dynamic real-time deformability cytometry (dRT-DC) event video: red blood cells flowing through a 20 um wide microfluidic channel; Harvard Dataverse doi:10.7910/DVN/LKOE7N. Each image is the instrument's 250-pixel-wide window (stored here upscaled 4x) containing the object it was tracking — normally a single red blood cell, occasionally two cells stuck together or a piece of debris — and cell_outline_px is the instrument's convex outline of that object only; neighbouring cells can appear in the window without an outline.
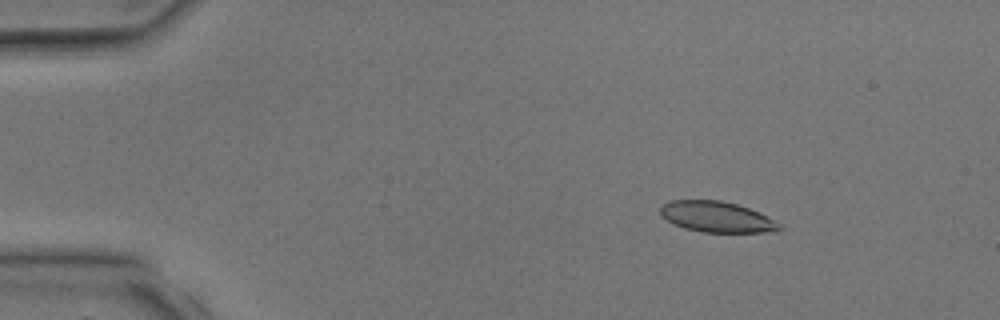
{"species": "common noctule bat (a hibernating species)", "species_latin": "Nyctalus noctula", "temperature_condition": "room temperature", "stored_images_in_passage": 4, "camera_frame_rate_fps": 3000, "um_per_image_px": 0.085, "animal": {"sex": "male", "body_mass_g": 17.9, "forearm_length_mm": 54.2}, "frame": {"image": 1, "passage_image": 2, "time_ms": 1.333, "image_size_px": [1000, 320], "cell_outline_px": [[784, 228], [764, 232], [704, 232], [684, 228], [660, 216], [660, 204], [668, 200], [720, 200], [736, 204], [748, 208], [780, 224]], "centroid_in_image_um": [60.84, 18.42], "position_along_channel_um": 24.2, "area_um2": 21.04}}
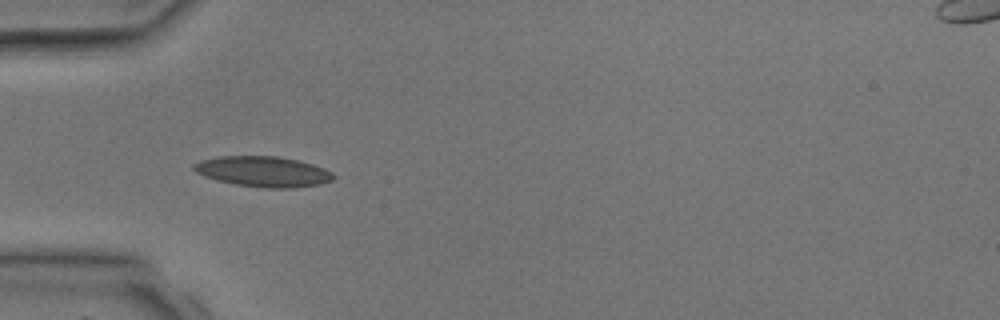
{"frame": {"image": 2, "passage_image": 4, "time_ms": 3.667, "image_size_px": [1000, 320], "cell_outline_px": [[336, 176], [332, 180], [320, 184], [292, 188], [264, 188], [236, 184], [204, 176], [196, 172], [192, 168], [192, 164], [200, 160], [220, 156], [276, 156], [296, 160], [312, 164], [324, 168], [332, 172]], "centroid_in_image_um": [22.37, 14.58], "position_along_channel_um": 62.6, "area_um2": 24.68}}